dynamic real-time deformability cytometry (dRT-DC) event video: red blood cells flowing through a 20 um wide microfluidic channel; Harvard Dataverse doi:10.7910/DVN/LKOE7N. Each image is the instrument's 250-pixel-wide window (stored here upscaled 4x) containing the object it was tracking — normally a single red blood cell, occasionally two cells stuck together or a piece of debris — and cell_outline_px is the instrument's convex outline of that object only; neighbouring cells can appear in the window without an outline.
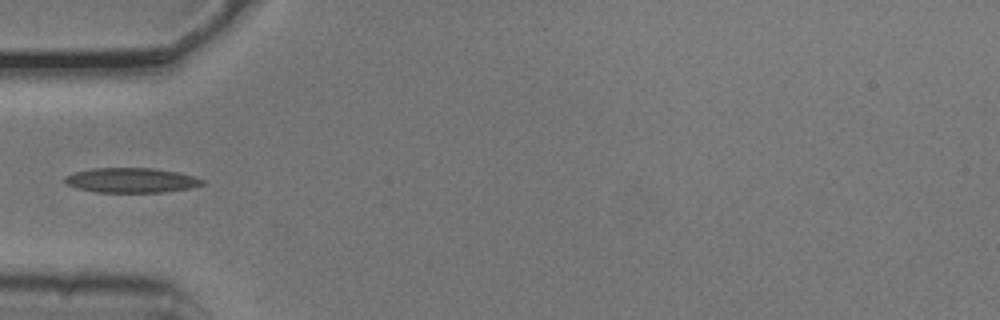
{"species": "common noctule bat (a hibernating species)", "species_latin": "Nyctalus noctula", "temperature_condition": "cold", "stored_images_in_passage": 5, "camera_frame_rate_fps": 3000, "um_per_image_px": 0.085, "animal": {"sex": "male", "body_mass_g": 20.5, "forearm_length_mm": 52.5}, "frame": {"image": 1, "passage_image": 5, "time_ms": 1.333, "image_size_px": [1000, 320], "cell_outline_px": [[204, 184], [188, 188], [164, 192], [96, 192], [76, 188], [68, 184], [64, 180], [64, 176], [72, 172], [92, 168], [156, 168], [176, 172], [192, 176], [204, 180]], "centroid_in_image_um": [11.11, 15.31], "position_along_channel_um": 73.9, "area_um2": 19.83}}